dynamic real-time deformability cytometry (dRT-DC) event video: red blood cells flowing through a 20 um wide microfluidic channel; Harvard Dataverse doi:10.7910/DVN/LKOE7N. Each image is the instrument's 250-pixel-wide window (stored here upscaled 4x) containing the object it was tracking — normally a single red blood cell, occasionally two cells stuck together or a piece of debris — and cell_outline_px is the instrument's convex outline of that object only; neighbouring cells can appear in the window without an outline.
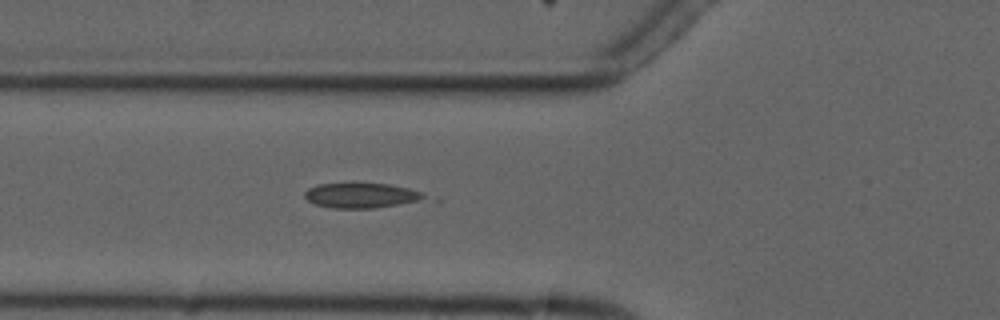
{"species": "common noctule bat (a hibernating species)", "species_latin": "Nyctalus noctula", "temperature_condition": "cold", "stored_images_in_passage": 3, "camera_frame_rate_fps": 3000, "um_per_image_px": 0.085, "animal": {"sex": "male", "forearm_length_mm": 52.5}, "frame": {"image": 1, "passage_image": 3, "time_ms": 2.667, "image_size_px": [1000, 320], "cell_outline_px": [[440, 204], [372, 208], [332, 208], [316, 204], [308, 200], [304, 196], [304, 192], [308, 188], [316, 184], [348, 180], [356, 180], [388, 184], [408, 188], [420, 192], [440, 200]], "centroid_in_image_um": [31.07, 16.6], "position_along_channel_um": 94.7, "area_um2": 20.06}}